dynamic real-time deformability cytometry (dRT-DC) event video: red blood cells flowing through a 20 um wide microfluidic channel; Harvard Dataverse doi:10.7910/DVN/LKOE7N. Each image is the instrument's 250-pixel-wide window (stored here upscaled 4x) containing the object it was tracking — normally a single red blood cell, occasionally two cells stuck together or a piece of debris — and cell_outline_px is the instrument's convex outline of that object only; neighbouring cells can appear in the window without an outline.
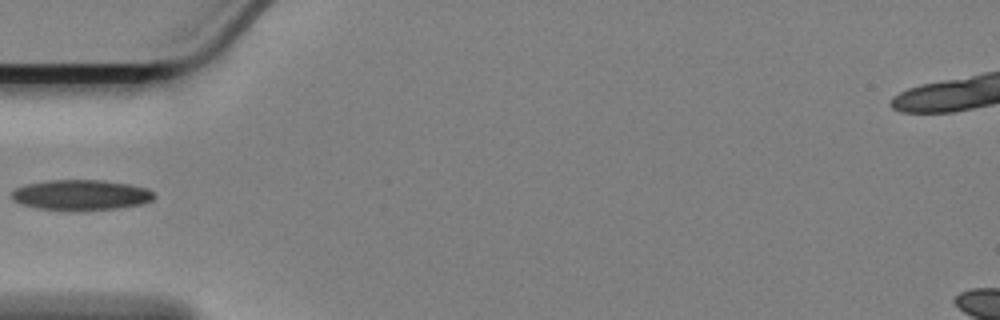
{"species": "Egyptian fruit bat (a non-hibernating species)", "species_latin": "Rousettus aegyptiacus", "temperature_condition": "cold", "stored_images_in_passage": 40, "camera_frame_rate_fps": 3000, "um_per_image_px": 0.085, "animal": {"sex": "female"}, "frame": {"image": 1, "passage_image": 1, "time_ms": 0.0, "image_size_px": [1000, 320], "cell_outline_px": [[156, 196], [152, 200], [144, 204], [120, 208], [76, 212], [36, 208], [20, 204], [12, 200], [12, 192], [16, 188], [28, 184], [48, 180], [104, 180], [128, 184], [144, 188], [152, 192]], "centroid_in_image_um": [6.88, 16.6], "position_along_channel_um": 78.1, "area_um2": 25.66}}
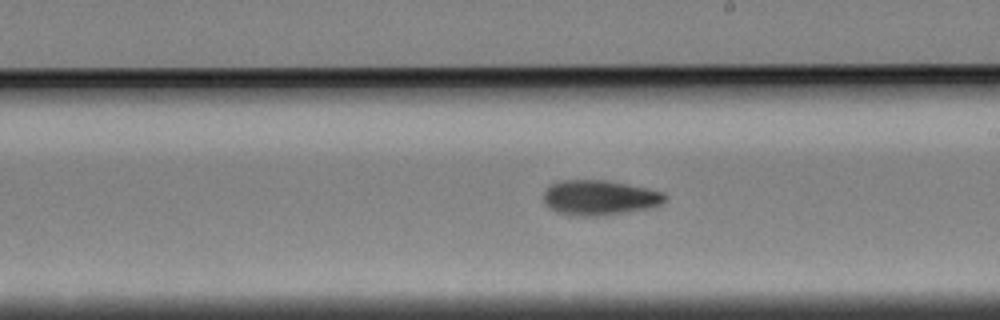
{"frame": {"image": 2, "passage_image": 15, "time_ms": 4.667, "image_size_px": [1000, 320], "cell_outline_px": [[668, 196], [660, 204], [648, 208], [604, 216], [572, 216], [556, 212], [548, 208], [544, 204], [544, 192], [552, 184], [564, 180], [604, 180], [664, 192]], "centroid_in_image_um": [50.92, 16.82], "position_along_channel_um": 238.1, "area_um2": 24.68}}
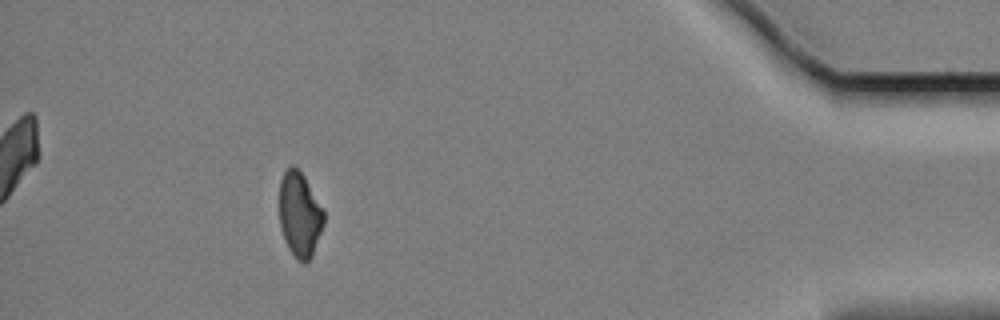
{"frame": {"image": 3, "passage_image": 35, "time_ms": 11.333, "image_size_px": [1000, 320], "cell_outline_px": [[324, 224], [312, 256], [304, 264], [296, 260], [292, 256], [284, 240], [280, 224], [280, 180], [284, 172], [292, 164], [304, 176], [324, 212]], "centroid_in_image_um": [25.47, 18.29], "position_along_channel_um": 409.7, "area_um2": 21.91}}